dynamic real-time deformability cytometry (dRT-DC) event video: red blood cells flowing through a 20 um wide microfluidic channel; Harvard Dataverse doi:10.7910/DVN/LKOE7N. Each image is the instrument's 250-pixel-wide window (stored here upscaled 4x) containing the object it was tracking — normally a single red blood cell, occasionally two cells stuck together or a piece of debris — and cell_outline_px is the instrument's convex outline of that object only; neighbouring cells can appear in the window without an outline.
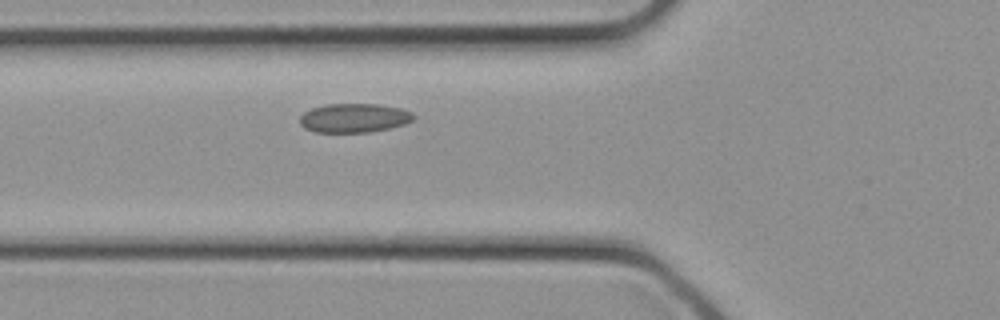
{"species": "common noctule bat (a hibernating species)", "species_latin": "Nyctalus noctula", "temperature_condition": "cold", "stored_images_in_passage": 10, "camera_frame_rate_fps": 3000, "um_per_image_px": 0.085, "animal": {"sex": "female", "body_mass_g": 21.9}, "frame": {"image": 1, "passage_image": 4, "time_ms": 1.0, "image_size_px": [1000, 320], "cell_outline_px": [[416, 116], [412, 120], [404, 124], [372, 132], [316, 132], [304, 128], [300, 124], [300, 116], [304, 112], [312, 108], [324, 104], [376, 104], [400, 108], [412, 112]], "centroid_in_image_um": [30.08, 10.02], "position_along_channel_um": 95.7, "area_um2": 19.25}}
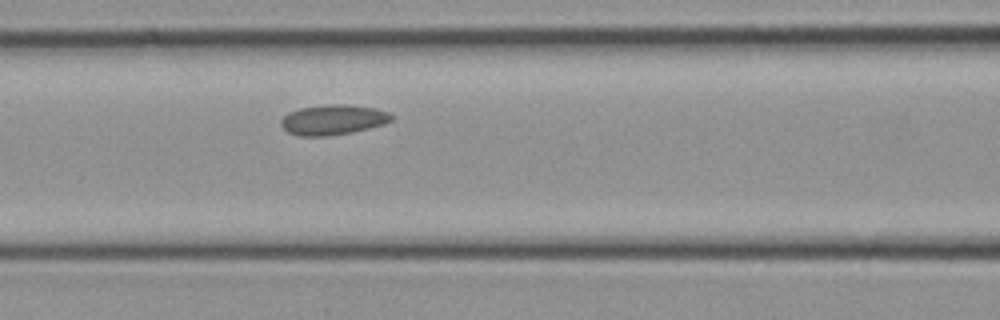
{"frame": {"image": 2, "passage_image": 6, "time_ms": 1.667, "image_size_px": [1000, 320], "cell_outline_px": [[392, 120], [384, 124], [352, 132], [328, 136], [296, 136], [288, 132], [280, 124], [280, 120], [288, 112], [300, 108], [324, 104], [344, 104], [376, 108], [392, 112]], "centroid_in_image_um": [28.31, 10.17], "position_along_channel_um": 138.3, "area_um2": 19.59}}
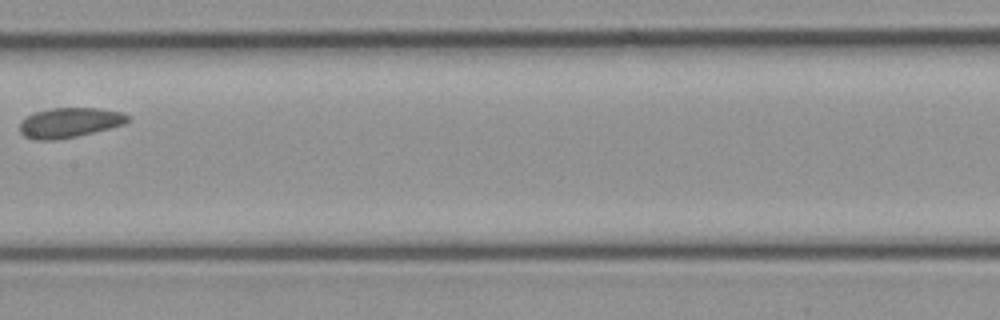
{"frame": {"image": 3, "passage_image": 9, "time_ms": 2.667, "image_size_px": [1000, 320], "cell_outline_px": [[128, 120], [124, 124], [76, 136], [56, 140], [32, 140], [24, 136], [20, 132], [20, 124], [28, 116], [36, 112], [52, 108], [100, 108], [120, 112], [128, 116]], "centroid_in_image_um": [5.88, 10.43], "position_along_channel_um": 201.5, "area_um2": 18.5}}